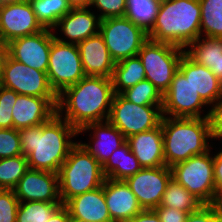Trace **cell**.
Segmentation results:
<instances>
[{"instance_id": "1", "label": "cell", "mask_w": 222, "mask_h": 222, "mask_svg": "<svg viewBox=\"0 0 222 222\" xmlns=\"http://www.w3.org/2000/svg\"><path fill=\"white\" fill-rule=\"evenodd\" d=\"M18 131L22 155L27 157L29 169L54 173L59 172L79 137L78 131L58 113L42 124Z\"/></svg>"}, {"instance_id": "2", "label": "cell", "mask_w": 222, "mask_h": 222, "mask_svg": "<svg viewBox=\"0 0 222 222\" xmlns=\"http://www.w3.org/2000/svg\"><path fill=\"white\" fill-rule=\"evenodd\" d=\"M113 97L112 78L85 76L58 95L57 113L79 131L107 121Z\"/></svg>"}, {"instance_id": "3", "label": "cell", "mask_w": 222, "mask_h": 222, "mask_svg": "<svg viewBox=\"0 0 222 222\" xmlns=\"http://www.w3.org/2000/svg\"><path fill=\"white\" fill-rule=\"evenodd\" d=\"M199 0H161L148 39L185 49L201 36Z\"/></svg>"}, {"instance_id": "4", "label": "cell", "mask_w": 222, "mask_h": 222, "mask_svg": "<svg viewBox=\"0 0 222 222\" xmlns=\"http://www.w3.org/2000/svg\"><path fill=\"white\" fill-rule=\"evenodd\" d=\"M165 165L169 168L194 155L207 152L213 141L207 118L161 119ZM210 142V143H209Z\"/></svg>"}, {"instance_id": "5", "label": "cell", "mask_w": 222, "mask_h": 222, "mask_svg": "<svg viewBox=\"0 0 222 222\" xmlns=\"http://www.w3.org/2000/svg\"><path fill=\"white\" fill-rule=\"evenodd\" d=\"M105 179L102 165L78 141L58 172L60 200L64 205L75 196L101 187Z\"/></svg>"}, {"instance_id": "6", "label": "cell", "mask_w": 222, "mask_h": 222, "mask_svg": "<svg viewBox=\"0 0 222 222\" xmlns=\"http://www.w3.org/2000/svg\"><path fill=\"white\" fill-rule=\"evenodd\" d=\"M185 49L148 39L138 52L145 69L146 80L150 81L163 95L179 69Z\"/></svg>"}, {"instance_id": "7", "label": "cell", "mask_w": 222, "mask_h": 222, "mask_svg": "<svg viewBox=\"0 0 222 222\" xmlns=\"http://www.w3.org/2000/svg\"><path fill=\"white\" fill-rule=\"evenodd\" d=\"M172 178L198 198L212 204L215 198L213 149L170 167Z\"/></svg>"}, {"instance_id": "8", "label": "cell", "mask_w": 222, "mask_h": 222, "mask_svg": "<svg viewBox=\"0 0 222 222\" xmlns=\"http://www.w3.org/2000/svg\"><path fill=\"white\" fill-rule=\"evenodd\" d=\"M99 33L116 63L137 56L148 40L147 33L125 16L101 20Z\"/></svg>"}, {"instance_id": "9", "label": "cell", "mask_w": 222, "mask_h": 222, "mask_svg": "<svg viewBox=\"0 0 222 222\" xmlns=\"http://www.w3.org/2000/svg\"><path fill=\"white\" fill-rule=\"evenodd\" d=\"M162 117V106H140L114 94L108 121L128 138L157 127Z\"/></svg>"}, {"instance_id": "10", "label": "cell", "mask_w": 222, "mask_h": 222, "mask_svg": "<svg viewBox=\"0 0 222 222\" xmlns=\"http://www.w3.org/2000/svg\"><path fill=\"white\" fill-rule=\"evenodd\" d=\"M85 76L77 44L63 43L54 37L50 48L47 78L55 94L58 96Z\"/></svg>"}, {"instance_id": "11", "label": "cell", "mask_w": 222, "mask_h": 222, "mask_svg": "<svg viewBox=\"0 0 222 222\" xmlns=\"http://www.w3.org/2000/svg\"><path fill=\"white\" fill-rule=\"evenodd\" d=\"M207 109V110H206ZM209 105L178 70L163 94L162 115L174 118H207Z\"/></svg>"}, {"instance_id": "12", "label": "cell", "mask_w": 222, "mask_h": 222, "mask_svg": "<svg viewBox=\"0 0 222 222\" xmlns=\"http://www.w3.org/2000/svg\"><path fill=\"white\" fill-rule=\"evenodd\" d=\"M0 85L19 95L58 97L50 87L46 72L26 66L9 54L4 62Z\"/></svg>"}, {"instance_id": "13", "label": "cell", "mask_w": 222, "mask_h": 222, "mask_svg": "<svg viewBox=\"0 0 222 222\" xmlns=\"http://www.w3.org/2000/svg\"><path fill=\"white\" fill-rule=\"evenodd\" d=\"M172 178L168 166L145 167L126 178L142 209H155L161 204L167 183Z\"/></svg>"}, {"instance_id": "14", "label": "cell", "mask_w": 222, "mask_h": 222, "mask_svg": "<svg viewBox=\"0 0 222 222\" xmlns=\"http://www.w3.org/2000/svg\"><path fill=\"white\" fill-rule=\"evenodd\" d=\"M44 28L37 21L29 1H15L0 5V40L6 44L32 35Z\"/></svg>"}, {"instance_id": "15", "label": "cell", "mask_w": 222, "mask_h": 222, "mask_svg": "<svg viewBox=\"0 0 222 222\" xmlns=\"http://www.w3.org/2000/svg\"><path fill=\"white\" fill-rule=\"evenodd\" d=\"M54 33L51 29L17 38L8 43V54L26 66L46 72Z\"/></svg>"}, {"instance_id": "16", "label": "cell", "mask_w": 222, "mask_h": 222, "mask_svg": "<svg viewBox=\"0 0 222 222\" xmlns=\"http://www.w3.org/2000/svg\"><path fill=\"white\" fill-rule=\"evenodd\" d=\"M100 23L101 18L90 7H77L62 17L52 31L58 41L78 44L97 34Z\"/></svg>"}, {"instance_id": "17", "label": "cell", "mask_w": 222, "mask_h": 222, "mask_svg": "<svg viewBox=\"0 0 222 222\" xmlns=\"http://www.w3.org/2000/svg\"><path fill=\"white\" fill-rule=\"evenodd\" d=\"M88 133V134H86ZM86 135L88 142L81 138L79 143L103 166L110 155L125 142V136L108 120L90 123L78 131V135ZM89 136V140L87 138Z\"/></svg>"}, {"instance_id": "18", "label": "cell", "mask_w": 222, "mask_h": 222, "mask_svg": "<svg viewBox=\"0 0 222 222\" xmlns=\"http://www.w3.org/2000/svg\"><path fill=\"white\" fill-rule=\"evenodd\" d=\"M13 190L19 202H61L58 173L28 169Z\"/></svg>"}, {"instance_id": "19", "label": "cell", "mask_w": 222, "mask_h": 222, "mask_svg": "<svg viewBox=\"0 0 222 222\" xmlns=\"http://www.w3.org/2000/svg\"><path fill=\"white\" fill-rule=\"evenodd\" d=\"M58 97L18 95L12 110L13 128L19 130L48 121L57 113Z\"/></svg>"}, {"instance_id": "20", "label": "cell", "mask_w": 222, "mask_h": 222, "mask_svg": "<svg viewBox=\"0 0 222 222\" xmlns=\"http://www.w3.org/2000/svg\"><path fill=\"white\" fill-rule=\"evenodd\" d=\"M102 187L105 202L113 222H128L143 210L124 180L106 178Z\"/></svg>"}, {"instance_id": "21", "label": "cell", "mask_w": 222, "mask_h": 222, "mask_svg": "<svg viewBox=\"0 0 222 222\" xmlns=\"http://www.w3.org/2000/svg\"><path fill=\"white\" fill-rule=\"evenodd\" d=\"M77 47L86 76L112 78L116 62L111 57L99 32L78 43Z\"/></svg>"}, {"instance_id": "22", "label": "cell", "mask_w": 222, "mask_h": 222, "mask_svg": "<svg viewBox=\"0 0 222 222\" xmlns=\"http://www.w3.org/2000/svg\"><path fill=\"white\" fill-rule=\"evenodd\" d=\"M200 97L211 106L222 97V82L204 65L194 62L186 53L180 59L178 69Z\"/></svg>"}, {"instance_id": "23", "label": "cell", "mask_w": 222, "mask_h": 222, "mask_svg": "<svg viewBox=\"0 0 222 222\" xmlns=\"http://www.w3.org/2000/svg\"><path fill=\"white\" fill-rule=\"evenodd\" d=\"M126 142L142 168L165 166L161 123L151 130L131 135Z\"/></svg>"}, {"instance_id": "24", "label": "cell", "mask_w": 222, "mask_h": 222, "mask_svg": "<svg viewBox=\"0 0 222 222\" xmlns=\"http://www.w3.org/2000/svg\"><path fill=\"white\" fill-rule=\"evenodd\" d=\"M64 206L69 214L89 222H113L105 202L103 187L69 199Z\"/></svg>"}, {"instance_id": "25", "label": "cell", "mask_w": 222, "mask_h": 222, "mask_svg": "<svg viewBox=\"0 0 222 222\" xmlns=\"http://www.w3.org/2000/svg\"><path fill=\"white\" fill-rule=\"evenodd\" d=\"M185 53L222 82V38L200 36L185 48Z\"/></svg>"}, {"instance_id": "26", "label": "cell", "mask_w": 222, "mask_h": 222, "mask_svg": "<svg viewBox=\"0 0 222 222\" xmlns=\"http://www.w3.org/2000/svg\"><path fill=\"white\" fill-rule=\"evenodd\" d=\"M103 174L112 180H125L142 169L127 142L115 150L102 166Z\"/></svg>"}, {"instance_id": "27", "label": "cell", "mask_w": 222, "mask_h": 222, "mask_svg": "<svg viewBox=\"0 0 222 222\" xmlns=\"http://www.w3.org/2000/svg\"><path fill=\"white\" fill-rule=\"evenodd\" d=\"M143 80H146L145 69L138 55L115 64L112 75L114 94H121Z\"/></svg>"}, {"instance_id": "28", "label": "cell", "mask_w": 222, "mask_h": 222, "mask_svg": "<svg viewBox=\"0 0 222 222\" xmlns=\"http://www.w3.org/2000/svg\"><path fill=\"white\" fill-rule=\"evenodd\" d=\"M37 21L43 28L53 29L72 6L67 0H29Z\"/></svg>"}, {"instance_id": "29", "label": "cell", "mask_w": 222, "mask_h": 222, "mask_svg": "<svg viewBox=\"0 0 222 222\" xmlns=\"http://www.w3.org/2000/svg\"><path fill=\"white\" fill-rule=\"evenodd\" d=\"M161 0H126L125 17L148 33L156 20Z\"/></svg>"}, {"instance_id": "30", "label": "cell", "mask_w": 222, "mask_h": 222, "mask_svg": "<svg viewBox=\"0 0 222 222\" xmlns=\"http://www.w3.org/2000/svg\"><path fill=\"white\" fill-rule=\"evenodd\" d=\"M202 205L203 203L198 198L171 178L167 183L166 190L159 206L172 207L185 212H194Z\"/></svg>"}, {"instance_id": "31", "label": "cell", "mask_w": 222, "mask_h": 222, "mask_svg": "<svg viewBox=\"0 0 222 222\" xmlns=\"http://www.w3.org/2000/svg\"><path fill=\"white\" fill-rule=\"evenodd\" d=\"M201 36L222 38V0H199Z\"/></svg>"}, {"instance_id": "32", "label": "cell", "mask_w": 222, "mask_h": 222, "mask_svg": "<svg viewBox=\"0 0 222 222\" xmlns=\"http://www.w3.org/2000/svg\"><path fill=\"white\" fill-rule=\"evenodd\" d=\"M62 205V202H19L16 222H47Z\"/></svg>"}, {"instance_id": "33", "label": "cell", "mask_w": 222, "mask_h": 222, "mask_svg": "<svg viewBox=\"0 0 222 222\" xmlns=\"http://www.w3.org/2000/svg\"><path fill=\"white\" fill-rule=\"evenodd\" d=\"M28 169L24 155L0 159V189L13 190Z\"/></svg>"}, {"instance_id": "34", "label": "cell", "mask_w": 222, "mask_h": 222, "mask_svg": "<svg viewBox=\"0 0 222 222\" xmlns=\"http://www.w3.org/2000/svg\"><path fill=\"white\" fill-rule=\"evenodd\" d=\"M121 95L128 101L140 106H162L163 104V95L148 80L138 82L123 91Z\"/></svg>"}, {"instance_id": "35", "label": "cell", "mask_w": 222, "mask_h": 222, "mask_svg": "<svg viewBox=\"0 0 222 222\" xmlns=\"http://www.w3.org/2000/svg\"><path fill=\"white\" fill-rule=\"evenodd\" d=\"M22 155L19 131L0 128V159Z\"/></svg>"}, {"instance_id": "36", "label": "cell", "mask_w": 222, "mask_h": 222, "mask_svg": "<svg viewBox=\"0 0 222 222\" xmlns=\"http://www.w3.org/2000/svg\"><path fill=\"white\" fill-rule=\"evenodd\" d=\"M17 94L15 91L0 85V128H13L12 110L16 103Z\"/></svg>"}, {"instance_id": "37", "label": "cell", "mask_w": 222, "mask_h": 222, "mask_svg": "<svg viewBox=\"0 0 222 222\" xmlns=\"http://www.w3.org/2000/svg\"><path fill=\"white\" fill-rule=\"evenodd\" d=\"M89 7L93 8L101 20L123 17L126 13V0H92Z\"/></svg>"}, {"instance_id": "38", "label": "cell", "mask_w": 222, "mask_h": 222, "mask_svg": "<svg viewBox=\"0 0 222 222\" xmlns=\"http://www.w3.org/2000/svg\"><path fill=\"white\" fill-rule=\"evenodd\" d=\"M18 207L14 190L0 189V222H16Z\"/></svg>"}, {"instance_id": "39", "label": "cell", "mask_w": 222, "mask_h": 222, "mask_svg": "<svg viewBox=\"0 0 222 222\" xmlns=\"http://www.w3.org/2000/svg\"><path fill=\"white\" fill-rule=\"evenodd\" d=\"M207 119L212 140L222 143V97L209 106Z\"/></svg>"}, {"instance_id": "40", "label": "cell", "mask_w": 222, "mask_h": 222, "mask_svg": "<svg viewBox=\"0 0 222 222\" xmlns=\"http://www.w3.org/2000/svg\"><path fill=\"white\" fill-rule=\"evenodd\" d=\"M186 222H222V215L211 204H203L188 214Z\"/></svg>"}, {"instance_id": "41", "label": "cell", "mask_w": 222, "mask_h": 222, "mask_svg": "<svg viewBox=\"0 0 222 222\" xmlns=\"http://www.w3.org/2000/svg\"><path fill=\"white\" fill-rule=\"evenodd\" d=\"M154 210L161 222H186L188 214L191 213L164 206H158Z\"/></svg>"}, {"instance_id": "42", "label": "cell", "mask_w": 222, "mask_h": 222, "mask_svg": "<svg viewBox=\"0 0 222 222\" xmlns=\"http://www.w3.org/2000/svg\"><path fill=\"white\" fill-rule=\"evenodd\" d=\"M216 142H212L211 148H215L213 152L214 162V181H215V195L222 189V148L215 146ZM218 148V150L216 149ZM218 151V152H217Z\"/></svg>"}, {"instance_id": "43", "label": "cell", "mask_w": 222, "mask_h": 222, "mask_svg": "<svg viewBox=\"0 0 222 222\" xmlns=\"http://www.w3.org/2000/svg\"><path fill=\"white\" fill-rule=\"evenodd\" d=\"M128 222H161L154 209H143Z\"/></svg>"}, {"instance_id": "44", "label": "cell", "mask_w": 222, "mask_h": 222, "mask_svg": "<svg viewBox=\"0 0 222 222\" xmlns=\"http://www.w3.org/2000/svg\"><path fill=\"white\" fill-rule=\"evenodd\" d=\"M47 222H69V211L62 205Z\"/></svg>"}, {"instance_id": "45", "label": "cell", "mask_w": 222, "mask_h": 222, "mask_svg": "<svg viewBox=\"0 0 222 222\" xmlns=\"http://www.w3.org/2000/svg\"><path fill=\"white\" fill-rule=\"evenodd\" d=\"M7 56H8V45L0 40V80L2 77L4 62Z\"/></svg>"}, {"instance_id": "46", "label": "cell", "mask_w": 222, "mask_h": 222, "mask_svg": "<svg viewBox=\"0 0 222 222\" xmlns=\"http://www.w3.org/2000/svg\"><path fill=\"white\" fill-rule=\"evenodd\" d=\"M211 205L222 215V189L215 195Z\"/></svg>"}, {"instance_id": "47", "label": "cell", "mask_w": 222, "mask_h": 222, "mask_svg": "<svg viewBox=\"0 0 222 222\" xmlns=\"http://www.w3.org/2000/svg\"><path fill=\"white\" fill-rule=\"evenodd\" d=\"M67 1L72 6V8L89 7L92 2V0H67Z\"/></svg>"}, {"instance_id": "48", "label": "cell", "mask_w": 222, "mask_h": 222, "mask_svg": "<svg viewBox=\"0 0 222 222\" xmlns=\"http://www.w3.org/2000/svg\"><path fill=\"white\" fill-rule=\"evenodd\" d=\"M69 222H89V221L76 218V217L71 216V215L69 214Z\"/></svg>"}, {"instance_id": "49", "label": "cell", "mask_w": 222, "mask_h": 222, "mask_svg": "<svg viewBox=\"0 0 222 222\" xmlns=\"http://www.w3.org/2000/svg\"><path fill=\"white\" fill-rule=\"evenodd\" d=\"M18 0H0V5L9 4ZM20 1H29V0H20Z\"/></svg>"}]
</instances>
